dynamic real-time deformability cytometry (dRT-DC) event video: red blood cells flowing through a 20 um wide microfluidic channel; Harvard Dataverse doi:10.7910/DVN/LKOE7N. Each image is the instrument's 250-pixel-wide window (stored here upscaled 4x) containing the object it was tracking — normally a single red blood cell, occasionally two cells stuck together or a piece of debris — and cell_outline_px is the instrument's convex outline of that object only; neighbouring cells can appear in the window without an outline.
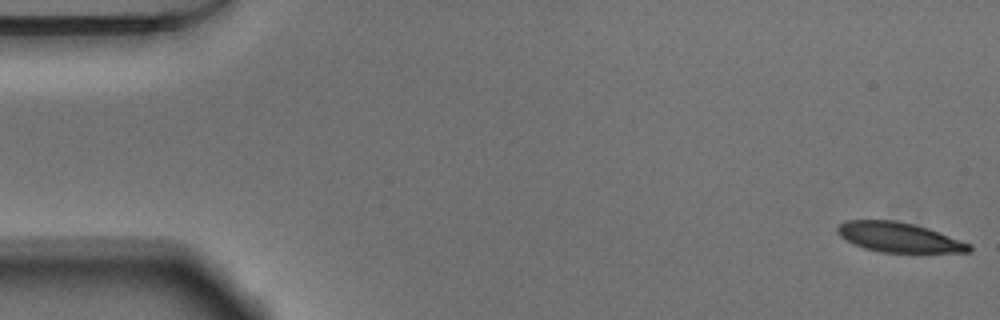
{"species": "Egyptian fruit bat (a non-hibernating species)", "species_latin": "Rousettus aegyptiacus", "temperature_condition": "warm", "stored_images_in_passage": 52, "camera_frame_rate_fps": 3000, "um_per_image_px": 0.085, "animal": {"sex": "male"}, "frame": {"image": 1, "passage_image": 1, "time_ms": 0.0, "image_size_px": [1000, 320], "cell_outline_px": [[972, 252], [880, 252], [864, 248], [840, 236], [836, 232], [836, 228], [840, 224], [848, 220], [896, 220], [928, 228], [972, 244]], "centroid_in_image_um": [76.43, 20.17], "position_along_channel_um": 8.6, "area_um2": 22.66}}
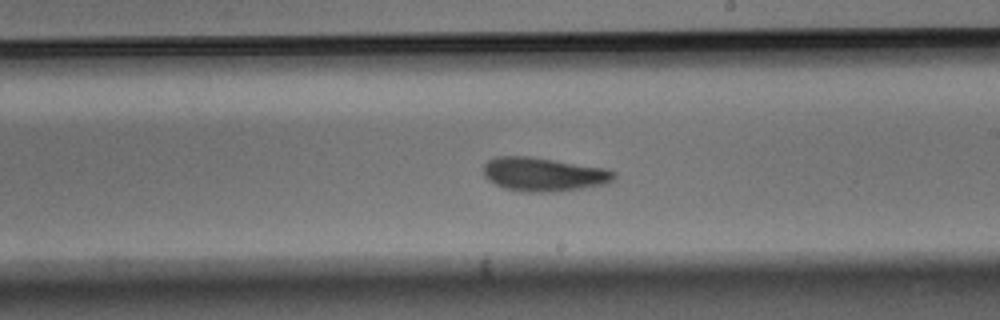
{"frame": {"image": 2, "passage_image": 30, "time_ms": 9.667, "image_size_px": [1000, 320], "cell_outline_px": [[616, 176], [608, 184], [560, 192], [520, 192], [504, 188], [488, 180], [484, 176], [484, 164], [488, 160], [496, 156], [528, 156], [604, 168], [616, 172]], "centroid_in_image_um": [46.21, 14.83], "position_along_channel_um": 242.8, "area_um2": 25.89}}
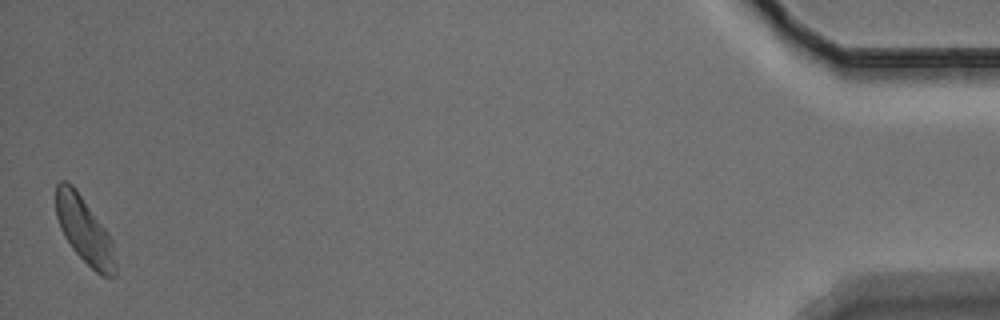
{"frame": {"image": 3, "passage_image": 52, "time_ms": 17.0, "image_size_px": [1000, 320], "cell_outline_px": [[116, 276], [108, 280], [100, 276], [72, 248], [64, 236], [60, 228], [56, 216], [56, 184], [60, 180], [64, 180], [72, 184], [76, 188], [108, 232], [112, 240], [116, 264]], "centroid_in_image_um": [7.19, 19.59], "position_along_channel_um": 428.0, "area_um2": 23.24}, "authors_computed_cell_mechanics": {"area_um2": 24.6806, "velocity_mm_per_s": 3.804, "shape_relaxation_time_tau1_ms": 3.2192, "shape_relaxation_time_tau2_ms": 3.2625, "deformation_change_tau1": 0.1213, "deformation_change_tau2": 0.0937}}